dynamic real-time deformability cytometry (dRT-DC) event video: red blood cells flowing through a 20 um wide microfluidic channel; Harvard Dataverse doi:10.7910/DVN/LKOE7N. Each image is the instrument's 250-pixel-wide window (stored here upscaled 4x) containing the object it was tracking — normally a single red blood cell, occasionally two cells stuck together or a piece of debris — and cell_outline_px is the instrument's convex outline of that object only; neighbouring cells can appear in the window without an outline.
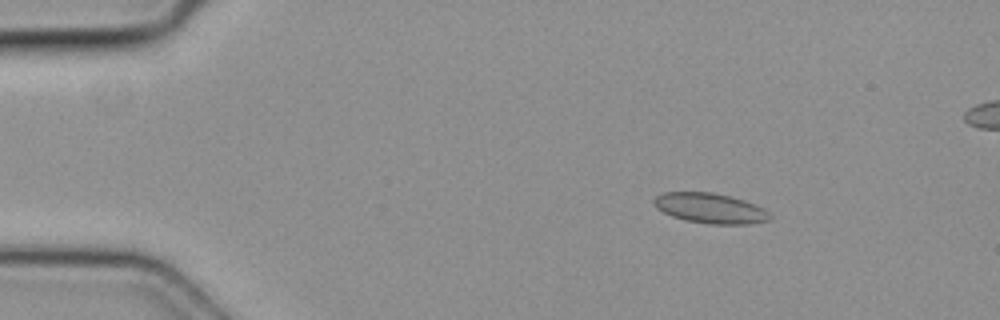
{"species": "common noctule bat (a hibernating species)", "species_latin": "Nyctalus noctula", "temperature_condition": "cold", "stored_images_in_passage": 4, "camera_frame_rate_fps": 3000, "um_per_image_px": 0.085, "animal": {"sex": "female", "body_mass_g": 19.3, "forearm_length_mm": 54.1}, "frame": {"image": 1, "passage_image": 1, "time_ms": 0.0, "image_size_px": [1000, 320], "cell_outline_px": [[772, 220], [748, 224], [708, 224], [684, 220], [672, 216], [656, 208], [652, 204], [652, 200], [656, 196], [664, 192], [712, 192], [744, 200], [756, 204], [764, 208], [772, 216]], "centroid_in_image_um": [60.37, 17.7], "position_along_channel_um": 24.6, "area_um2": 20.58}}